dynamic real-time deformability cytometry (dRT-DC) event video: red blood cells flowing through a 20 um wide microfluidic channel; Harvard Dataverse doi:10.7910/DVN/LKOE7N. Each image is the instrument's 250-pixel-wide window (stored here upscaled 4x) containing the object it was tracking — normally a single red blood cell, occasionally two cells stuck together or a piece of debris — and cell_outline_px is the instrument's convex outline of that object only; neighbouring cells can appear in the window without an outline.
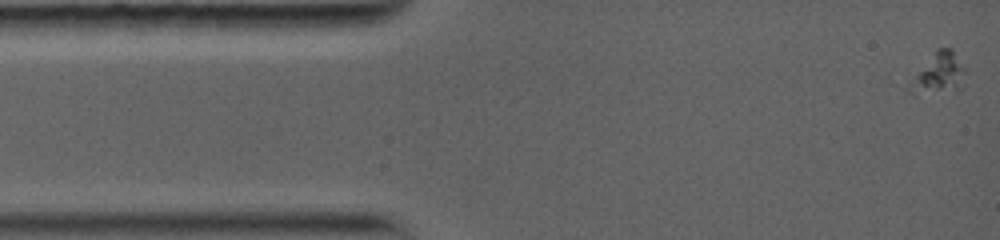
{"species": "common noctule bat (a hibernating species)", "species_latin": "Nyctalus noctula", "temperature_condition": "warm", "stored_images_in_passage": 4, "camera_frame_rate_fps": 5000, "um_per_image_px": 0.085, "animal": {"sex": "female", "body_mass_g": 19.0, "forearm_length_mm": 56.7}, "frame": {"image": 1, "passage_image": 1, "time_ms": 0.0, "image_size_px": [1000, 240], "cell_outline_px": [[968, 72], [964, 88], [916, 96], [908, 88], [916, 76], [936, 48], [952, 48]], "centroid_in_image_um": [79.91, 6.27], "position_along_channel_um": 5.1, "area_um2": 13.35}}
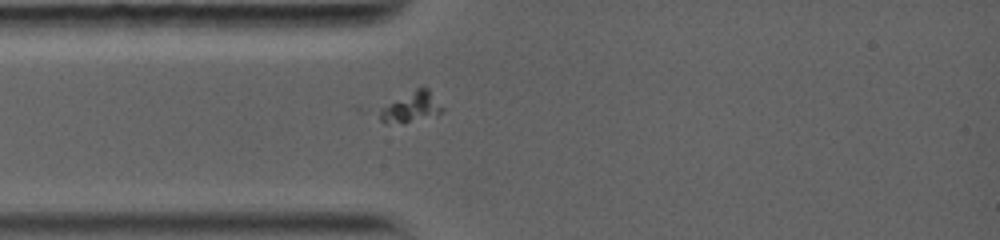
{"frame": {"image": 2, "passage_image": 4, "time_ms": 3.2, "image_size_px": [1000, 240], "cell_outline_px": [[444, 112], [404, 124], [384, 124], [380, 120], [376, 112], [388, 104], [416, 88], [428, 88], [444, 108]], "centroid_in_image_um": [34.93, 9.15], "position_along_channel_um": 50.1, "area_um2": 11.16}}